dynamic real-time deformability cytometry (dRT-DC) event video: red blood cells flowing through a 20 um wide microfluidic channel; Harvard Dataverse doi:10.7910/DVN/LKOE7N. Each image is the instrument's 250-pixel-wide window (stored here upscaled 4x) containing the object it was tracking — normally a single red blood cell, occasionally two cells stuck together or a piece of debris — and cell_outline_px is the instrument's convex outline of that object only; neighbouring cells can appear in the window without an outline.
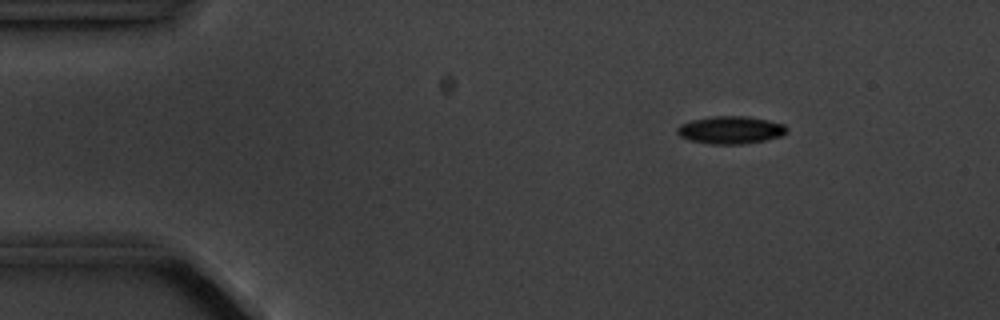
{"species": "common noctule bat (a hibernating species)", "species_latin": "Nyctalus noctula", "temperature_condition": "cold", "stored_images_in_passage": 6, "camera_frame_rate_fps": 3000, "um_per_image_px": 0.085, "animal": {"sex": "male", "body_mass_g": 20.1, "forearm_length_mm": 53.5}, "frame": {"image": 1, "passage_image": 3, "time_ms": 2.333, "image_size_px": [1000, 320], "cell_outline_px": [[788, 132], [780, 136], [764, 140], [740, 144], [712, 144], [688, 140], [680, 136], [676, 132], [676, 128], [680, 124], [692, 120], [712, 116], [748, 116], [768, 120], [784, 124], [788, 128]], "centroid_in_image_um": [62.09, 11.04], "position_along_channel_um": 22.9, "area_um2": 17.69}}